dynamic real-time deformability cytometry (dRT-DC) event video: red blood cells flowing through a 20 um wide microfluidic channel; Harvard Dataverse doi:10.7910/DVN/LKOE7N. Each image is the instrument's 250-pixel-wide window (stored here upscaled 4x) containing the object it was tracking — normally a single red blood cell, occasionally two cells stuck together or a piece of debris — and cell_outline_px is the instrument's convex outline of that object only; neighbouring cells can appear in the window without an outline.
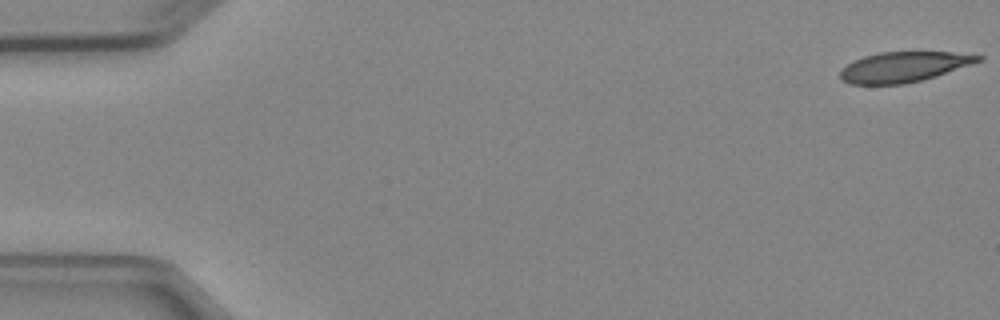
{"species": "Egyptian fruit bat (a non-hibernating species)", "species_latin": "Rousettus aegyptiacus", "temperature_condition": "cold", "stored_images_in_passage": 5, "camera_frame_rate_fps": 3000, "um_per_image_px": 0.085, "animal": {"sex": "female"}, "frame": {"image": 1, "passage_image": 1, "time_ms": 0.0, "image_size_px": [1000, 320], "cell_outline_px": [[984, 60], [936, 76], [904, 84], [848, 84], [840, 80], [840, 68], [852, 60], [864, 56], [880, 52], [952, 52], [984, 56]], "centroid_in_image_um": [76.78, 5.68], "position_along_channel_um": 8.2, "area_um2": 24.45}}